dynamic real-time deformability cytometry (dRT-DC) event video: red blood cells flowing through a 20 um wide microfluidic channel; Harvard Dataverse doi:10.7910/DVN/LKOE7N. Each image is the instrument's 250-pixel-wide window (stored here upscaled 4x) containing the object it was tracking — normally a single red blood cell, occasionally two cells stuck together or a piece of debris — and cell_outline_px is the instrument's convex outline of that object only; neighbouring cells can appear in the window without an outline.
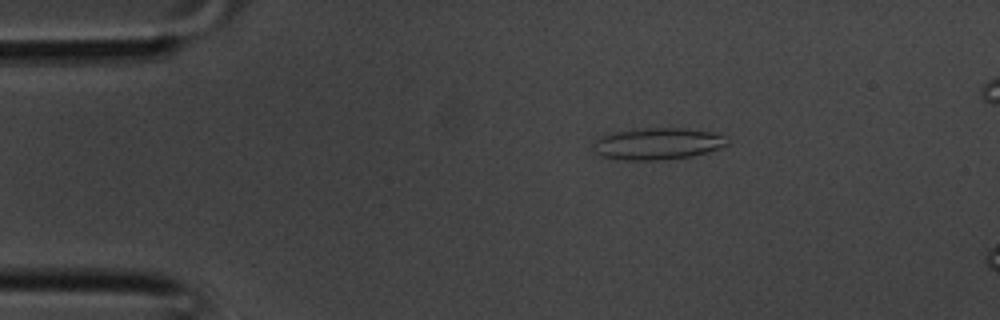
{"species": "common noctule bat (a hibernating species)", "species_latin": "Nyctalus noctula", "temperature_condition": "room temperature", "stored_images_in_passage": 31, "camera_frame_rate_fps": 3000, "um_per_image_px": 0.085, "animal": {"sex": "male", "body_mass_g": 20.1, "forearm_length_mm": 53.5}, "frame": {"image": 1, "passage_image": 1, "time_ms": 0.0, "image_size_px": [1000, 320], "cell_outline_px": [[732, 144], [720, 148], [688, 156], [664, 160], [628, 160], [604, 156], [592, 152], [592, 136], [604, 132], [648, 128], [684, 128], [712, 132], [728, 140]], "centroid_in_image_um": [55.75, 12.2], "position_along_channel_um": 29.2, "area_um2": 25.2}}
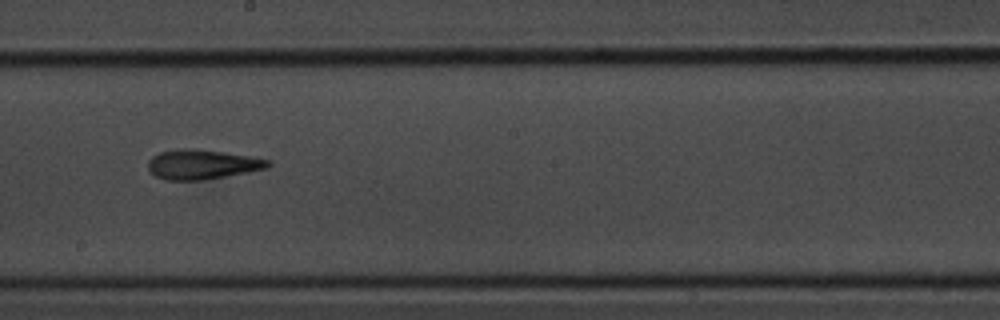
{"frame": {"image": 2, "passage_image": 15, "time_ms": 4.667, "image_size_px": [1000, 320], "cell_outline_px": [[272, 164], [268, 168], [248, 172], [204, 180], [164, 180], [156, 176], [148, 168], [148, 160], [152, 156], [160, 152], [180, 148], [192, 148], [224, 152], [272, 160]], "centroid_in_image_um": [17.19, 13.97], "position_along_channel_um": 231.0, "area_um2": 20.81}}
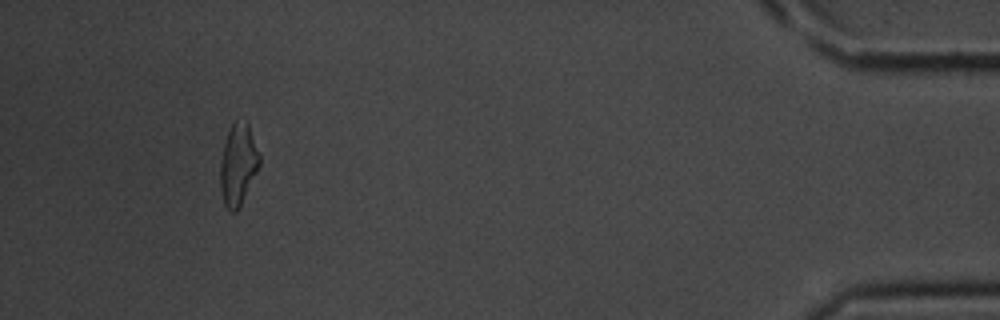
{"frame": {"image": 3, "passage_image": 29, "time_ms": 9.333, "image_size_px": [1000, 320], "cell_outline_px": [[260, 164], [236, 212], [228, 212], [224, 204], [220, 188], [220, 160], [224, 144], [228, 132], [232, 124], [236, 120], [248, 120], [260, 156]], "centroid_in_image_um": [20.23, 13.95], "position_along_channel_um": 415.0, "area_um2": 18.55}}